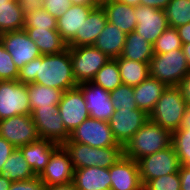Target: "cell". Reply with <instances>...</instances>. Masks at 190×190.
Masks as SVG:
<instances>
[{"label": "cell", "mask_w": 190, "mask_h": 190, "mask_svg": "<svg viewBox=\"0 0 190 190\" xmlns=\"http://www.w3.org/2000/svg\"><path fill=\"white\" fill-rule=\"evenodd\" d=\"M2 175L10 179L11 182L29 180L36 177L19 148H15L6 160L2 167Z\"/></svg>", "instance_id": "cell-31"}, {"label": "cell", "mask_w": 190, "mask_h": 190, "mask_svg": "<svg viewBox=\"0 0 190 190\" xmlns=\"http://www.w3.org/2000/svg\"><path fill=\"white\" fill-rule=\"evenodd\" d=\"M9 1H11V0H0V4L1 3H8Z\"/></svg>", "instance_id": "cell-55"}, {"label": "cell", "mask_w": 190, "mask_h": 190, "mask_svg": "<svg viewBox=\"0 0 190 190\" xmlns=\"http://www.w3.org/2000/svg\"><path fill=\"white\" fill-rule=\"evenodd\" d=\"M60 144L48 140L38 139L35 142L19 147L25 160L31 166L34 174L39 176L49 162L52 153Z\"/></svg>", "instance_id": "cell-21"}, {"label": "cell", "mask_w": 190, "mask_h": 190, "mask_svg": "<svg viewBox=\"0 0 190 190\" xmlns=\"http://www.w3.org/2000/svg\"><path fill=\"white\" fill-rule=\"evenodd\" d=\"M58 112L70 134L90 117L84 95L78 87L63 92L58 104Z\"/></svg>", "instance_id": "cell-14"}, {"label": "cell", "mask_w": 190, "mask_h": 190, "mask_svg": "<svg viewBox=\"0 0 190 190\" xmlns=\"http://www.w3.org/2000/svg\"><path fill=\"white\" fill-rule=\"evenodd\" d=\"M148 120L149 115L141 109H117L109 126L117 143L124 147Z\"/></svg>", "instance_id": "cell-10"}, {"label": "cell", "mask_w": 190, "mask_h": 190, "mask_svg": "<svg viewBox=\"0 0 190 190\" xmlns=\"http://www.w3.org/2000/svg\"><path fill=\"white\" fill-rule=\"evenodd\" d=\"M182 49H183L187 64L190 68V43L183 44Z\"/></svg>", "instance_id": "cell-53"}, {"label": "cell", "mask_w": 190, "mask_h": 190, "mask_svg": "<svg viewBox=\"0 0 190 190\" xmlns=\"http://www.w3.org/2000/svg\"><path fill=\"white\" fill-rule=\"evenodd\" d=\"M143 190H181L180 174L176 172L149 180Z\"/></svg>", "instance_id": "cell-37"}, {"label": "cell", "mask_w": 190, "mask_h": 190, "mask_svg": "<svg viewBox=\"0 0 190 190\" xmlns=\"http://www.w3.org/2000/svg\"><path fill=\"white\" fill-rule=\"evenodd\" d=\"M119 66L122 83L137 86L150 76L149 63L133 61L119 56L115 59Z\"/></svg>", "instance_id": "cell-30"}, {"label": "cell", "mask_w": 190, "mask_h": 190, "mask_svg": "<svg viewBox=\"0 0 190 190\" xmlns=\"http://www.w3.org/2000/svg\"><path fill=\"white\" fill-rule=\"evenodd\" d=\"M11 183L6 176L0 175V190H9Z\"/></svg>", "instance_id": "cell-52"}, {"label": "cell", "mask_w": 190, "mask_h": 190, "mask_svg": "<svg viewBox=\"0 0 190 190\" xmlns=\"http://www.w3.org/2000/svg\"><path fill=\"white\" fill-rule=\"evenodd\" d=\"M15 150V147L9 143L5 138L0 136V175H2V167L6 160Z\"/></svg>", "instance_id": "cell-42"}, {"label": "cell", "mask_w": 190, "mask_h": 190, "mask_svg": "<svg viewBox=\"0 0 190 190\" xmlns=\"http://www.w3.org/2000/svg\"><path fill=\"white\" fill-rule=\"evenodd\" d=\"M24 28L57 29V19L44 8L26 10Z\"/></svg>", "instance_id": "cell-34"}, {"label": "cell", "mask_w": 190, "mask_h": 190, "mask_svg": "<svg viewBox=\"0 0 190 190\" xmlns=\"http://www.w3.org/2000/svg\"><path fill=\"white\" fill-rule=\"evenodd\" d=\"M31 112L35 108H58L63 94L62 90L49 88L41 84H27Z\"/></svg>", "instance_id": "cell-28"}, {"label": "cell", "mask_w": 190, "mask_h": 190, "mask_svg": "<svg viewBox=\"0 0 190 190\" xmlns=\"http://www.w3.org/2000/svg\"><path fill=\"white\" fill-rule=\"evenodd\" d=\"M180 165L190 169V154H177Z\"/></svg>", "instance_id": "cell-51"}, {"label": "cell", "mask_w": 190, "mask_h": 190, "mask_svg": "<svg viewBox=\"0 0 190 190\" xmlns=\"http://www.w3.org/2000/svg\"><path fill=\"white\" fill-rule=\"evenodd\" d=\"M150 77L168 86H179L190 68L183 49H175L164 54H154L149 63Z\"/></svg>", "instance_id": "cell-5"}, {"label": "cell", "mask_w": 190, "mask_h": 190, "mask_svg": "<svg viewBox=\"0 0 190 190\" xmlns=\"http://www.w3.org/2000/svg\"><path fill=\"white\" fill-rule=\"evenodd\" d=\"M172 145L176 154H190V130H176L172 133Z\"/></svg>", "instance_id": "cell-39"}, {"label": "cell", "mask_w": 190, "mask_h": 190, "mask_svg": "<svg viewBox=\"0 0 190 190\" xmlns=\"http://www.w3.org/2000/svg\"><path fill=\"white\" fill-rule=\"evenodd\" d=\"M72 69L77 84L91 82L110 60L94 45L70 47Z\"/></svg>", "instance_id": "cell-6"}, {"label": "cell", "mask_w": 190, "mask_h": 190, "mask_svg": "<svg viewBox=\"0 0 190 190\" xmlns=\"http://www.w3.org/2000/svg\"><path fill=\"white\" fill-rule=\"evenodd\" d=\"M19 70L13 58L0 42V81L17 80Z\"/></svg>", "instance_id": "cell-38"}, {"label": "cell", "mask_w": 190, "mask_h": 190, "mask_svg": "<svg viewBox=\"0 0 190 190\" xmlns=\"http://www.w3.org/2000/svg\"><path fill=\"white\" fill-rule=\"evenodd\" d=\"M186 106L180 87L168 86L149 114V119L173 133L180 128Z\"/></svg>", "instance_id": "cell-3"}, {"label": "cell", "mask_w": 190, "mask_h": 190, "mask_svg": "<svg viewBox=\"0 0 190 190\" xmlns=\"http://www.w3.org/2000/svg\"><path fill=\"white\" fill-rule=\"evenodd\" d=\"M182 44L190 43V22L176 28Z\"/></svg>", "instance_id": "cell-46"}, {"label": "cell", "mask_w": 190, "mask_h": 190, "mask_svg": "<svg viewBox=\"0 0 190 190\" xmlns=\"http://www.w3.org/2000/svg\"><path fill=\"white\" fill-rule=\"evenodd\" d=\"M26 10L42 8V0H18Z\"/></svg>", "instance_id": "cell-47"}, {"label": "cell", "mask_w": 190, "mask_h": 190, "mask_svg": "<svg viewBox=\"0 0 190 190\" xmlns=\"http://www.w3.org/2000/svg\"><path fill=\"white\" fill-rule=\"evenodd\" d=\"M172 145V133L150 119L123 147L124 156L135 161Z\"/></svg>", "instance_id": "cell-2"}, {"label": "cell", "mask_w": 190, "mask_h": 190, "mask_svg": "<svg viewBox=\"0 0 190 190\" xmlns=\"http://www.w3.org/2000/svg\"><path fill=\"white\" fill-rule=\"evenodd\" d=\"M134 15L137 20L135 32L151 44L169 27L165 10L138 5Z\"/></svg>", "instance_id": "cell-16"}, {"label": "cell", "mask_w": 190, "mask_h": 190, "mask_svg": "<svg viewBox=\"0 0 190 190\" xmlns=\"http://www.w3.org/2000/svg\"><path fill=\"white\" fill-rule=\"evenodd\" d=\"M96 6L73 5L59 18H57V31L68 44L81 29L91 10Z\"/></svg>", "instance_id": "cell-22"}, {"label": "cell", "mask_w": 190, "mask_h": 190, "mask_svg": "<svg viewBox=\"0 0 190 190\" xmlns=\"http://www.w3.org/2000/svg\"><path fill=\"white\" fill-rule=\"evenodd\" d=\"M41 139H48L60 145L70 139L58 108H35L31 113Z\"/></svg>", "instance_id": "cell-12"}, {"label": "cell", "mask_w": 190, "mask_h": 190, "mask_svg": "<svg viewBox=\"0 0 190 190\" xmlns=\"http://www.w3.org/2000/svg\"><path fill=\"white\" fill-rule=\"evenodd\" d=\"M70 6V0H42V8L56 19L61 17Z\"/></svg>", "instance_id": "cell-40"}, {"label": "cell", "mask_w": 190, "mask_h": 190, "mask_svg": "<svg viewBox=\"0 0 190 190\" xmlns=\"http://www.w3.org/2000/svg\"><path fill=\"white\" fill-rule=\"evenodd\" d=\"M99 4H101L102 2L106 1V0H96Z\"/></svg>", "instance_id": "cell-56"}, {"label": "cell", "mask_w": 190, "mask_h": 190, "mask_svg": "<svg viewBox=\"0 0 190 190\" xmlns=\"http://www.w3.org/2000/svg\"><path fill=\"white\" fill-rule=\"evenodd\" d=\"M143 186L152 179L179 172L180 162L173 145L137 160Z\"/></svg>", "instance_id": "cell-7"}, {"label": "cell", "mask_w": 190, "mask_h": 190, "mask_svg": "<svg viewBox=\"0 0 190 190\" xmlns=\"http://www.w3.org/2000/svg\"><path fill=\"white\" fill-rule=\"evenodd\" d=\"M31 113L27 84L18 80L0 81V120Z\"/></svg>", "instance_id": "cell-8"}, {"label": "cell", "mask_w": 190, "mask_h": 190, "mask_svg": "<svg viewBox=\"0 0 190 190\" xmlns=\"http://www.w3.org/2000/svg\"><path fill=\"white\" fill-rule=\"evenodd\" d=\"M166 88L167 86L163 82L150 76L139 85L134 86L133 92L137 108L149 115Z\"/></svg>", "instance_id": "cell-25"}, {"label": "cell", "mask_w": 190, "mask_h": 190, "mask_svg": "<svg viewBox=\"0 0 190 190\" xmlns=\"http://www.w3.org/2000/svg\"><path fill=\"white\" fill-rule=\"evenodd\" d=\"M178 130H190V105L186 106V110Z\"/></svg>", "instance_id": "cell-48"}, {"label": "cell", "mask_w": 190, "mask_h": 190, "mask_svg": "<svg viewBox=\"0 0 190 190\" xmlns=\"http://www.w3.org/2000/svg\"><path fill=\"white\" fill-rule=\"evenodd\" d=\"M153 55V44L146 41L144 37L135 31L127 34L121 57L133 61L150 63Z\"/></svg>", "instance_id": "cell-29"}, {"label": "cell", "mask_w": 190, "mask_h": 190, "mask_svg": "<svg viewBox=\"0 0 190 190\" xmlns=\"http://www.w3.org/2000/svg\"><path fill=\"white\" fill-rule=\"evenodd\" d=\"M120 3L127 4L129 6L135 7L140 5V0H117Z\"/></svg>", "instance_id": "cell-54"}, {"label": "cell", "mask_w": 190, "mask_h": 190, "mask_svg": "<svg viewBox=\"0 0 190 190\" xmlns=\"http://www.w3.org/2000/svg\"><path fill=\"white\" fill-rule=\"evenodd\" d=\"M91 82L109 92L123 84L117 61L115 59H110L97 72L95 78Z\"/></svg>", "instance_id": "cell-32"}, {"label": "cell", "mask_w": 190, "mask_h": 190, "mask_svg": "<svg viewBox=\"0 0 190 190\" xmlns=\"http://www.w3.org/2000/svg\"><path fill=\"white\" fill-rule=\"evenodd\" d=\"M74 168L68 152L60 145L38 176L45 186L65 185L73 182Z\"/></svg>", "instance_id": "cell-15"}, {"label": "cell", "mask_w": 190, "mask_h": 190, "mask_svg": "<svg viewBox=\"0 0 190 190\" xmlns=\"http://www.w3.org/2000/svg\"><path fill=\"white\" fill-rule=\"evenodd\" d=\"M126 36L127 34L124 31L107 22L94 46L109 59H116L123 52Z\"/></svg>", "instance_id": "cell-24"}, {"label": "cell", "mask_w": 190, "mask_h": 190, "mask_svg": "<svg viewBox=\"0 0 190 190\" xmlns=\"http://www.w3.org/2000/svg\"><path fill=\"white\" fill-rule=\"evenodd\" d=\"M182 41L176 28L168 27L153 44L154 54H164L175 49H182Z\"/></svg>", "instance_id": "cell-35"}, {"label": "cell", "mask_w": 190, "mask_h": 190, "mask_svg": "<svg viewBox=\"0 0 190 190\" xmlns=\"http://www.w3.org/2000/svg\"><path fill=\"white\" fill-rule=\"evenodd\" d=\"M72 183L76 190H110L109 168L91 166L74 169Z\"/></svg>", "instance_id": "cell-20"}, {"label": "cell", "mask_w": 190, "mask_h": 190, "mask_svg": "<svg viewBox=\"0 0 190 190\" xmlns=\"http://www.w3.org/2000/svg\"><path fill=\"white\" fill-rule=\"evenodd\" d=\"M9 190H45V185L36 176L29 180L12 182Z\"/></svg>", "instance_id": "cell-41"}, {"label": "cell", "mask_w": 190, "mask_h": 190, "mask_svg": "<svg viewBox=\"0 0 190 190\" xmlns=\"http://www.w3.org/2000/svg\"><path fill=\"white\" fill-rule=\"evenodd\" d=\"M24 26L25 9L18 0L0 4V35L23 30Z\"/></svg>", "instance_id": "cell-27"}, {"label": "cell", "mask_w": 190, "mask_h": 190, "mask_svg": "<svg viewBox=\"0 0 190 190\" xmlns=\"http://www.w3.org/2000/svg\"><path fill=\"white\" fill-rule=\"evenodd\" d=\"M181 190H190V169L181 165L179 168Z\"/></svg>", "instance_id": "cell-43"}, {"label": "cell", "mask_w": 190, "mask_h": 190, "mask_svg": "<svg viewBox=\"0 0 190 190\" xmlns=\"http://www.w3.org/2000/svg\"><path fill=\"white\" fill-rule=\"evenodd\" d=\"M24 30L35 42L41 55L58 54L68 48L57 29L24 28Z\"/></svg>", "instance_id": "cell-26"}, {"label": "cell", "mask_w": 190, "mask_h": 190, "mask_svg": "<svg viewBox=\"0 0 190 190\" xmlns=\"http://www.w3.org/2000/svg\"><path fill=\"white\" fill-rule=\"evenodd\" d=\"M73 5H85V6H98L99 3L96 0H70Z\"/></svg>", "instance_id": "cell-50"}, {"label": "cell", "mask_w": 190, "mask_h": 190, "mask_svg": "<svg viewBox=\"0 0 190 190\" xmlns=\"http://www.w3.org/2000/svg\"><path fill=\"white\" fill-rule=\"evenodd\" d=\"M20 83H37L65 92L78 86L70 56V47L58 54L41 55L19 70Z\"/></svg>", "instance_id": "cell-1"}, {"label": "cell", "mask_w": 190, "mask_h": 190, "mask_svg": "<svg viewBox=\"0 0 190 190\" xmlns=\"http://www.w3.org/2000/svg\"><path fill=\"white\" fill-rule=\"evenodd\" d=\"M104 8L107 21L126 34L135 31L137 20L135 17V7L120 3L117 0H106L101 3Z\"/></svg>", "instance_id": "cell-23"}, {"label": "cell", "mask_w": 190, "mask_h": 190, "mask_svg": "<svg viewBox=\"0 0 190 190\" xmlns=\"http://www.w3.org/2000/svg\"><path fill=\"white\" fill-rule=\"evenodd\" d=\"M77 87L84 95L90 117L109 122L115 111L110 92L92 82L80 83Z\"/></svg>", "instance_id": "cell-17"}, {"label": "cell", "mask_w": 190, "mask_h": 190, "mask_svg": "<svg viewBox=\"0 0 190 190\" xmlns=\"http://www.w3.org/2000/svg\"><path fill=\"white\" fill-rule=\"evenodd\" d=\"M107 15L101 4L94 7L78 29L75 37L67 44L68 47L94 45L99 34L107 23Z\"/></svg>", "instance_id": "cell-19"}, {"label": "cell", "mask_w": 190, "mask_h": 190, "mask_svg": "<svg viewBox=\"0 0 190 190\" xmlns=\"http://www.w3.org/2000/svg\"><path fill=\"white\" fill-rule=\"evenodd\" d=\"M171 0H140V5L164 10Z\"/></svg>", "instance_id": "cell-45"}, {"label": "cell", "mask_w": 190, "mask_h": 190, "mask_svg": "<svg viewBox=\"0 0 190 190\" xmlns=\"http://www.w3.org/2000/svg\"><path fill=\"white\" fill-rule=\"evenodd\" d=\"M164 10L171 28L190 22V0H171Z\"/></svg>", "instance_id": "cell-33"}, {"label": "cell", "mask_w": 190, "mask_h": 190, "mask_svg": "<svg viewBox=\"0 0 190 190\" xmlns=\"http://www.w3.org/2000/svg\"><path fill=\"white\" fill-rule=\"evenodd\" d=\"M0 136L5 138L15 148L40 139L31 115H16L0 120Z\"/></svg>", "instance_id": "cell-11"}, {"label": "cell", "mask_w": 190, "mask_h": 190, "mask_svg": "<svg viewBox=\"0 0 190 190\" xmlns=\"http://www.w3.org/2000/svg\"><path fill=\"white\" fill-rule=\"evenodd\" d=\"M110 98L114 110L117 109H137L133 87L121 84L110 92Z\"/></svg>", "instance_id": "cell-36"}, {"label": "cell", "mask_w": 190, "mask_h": 190, "mask_svg": "<svg viewBox=\"0 0 190 190\" xmlns=\"http://www.w3.org/2000/svg\"><path fill=\"white\" fill-rule=\"evenodd\" d=\"M110 190H143L137 161L124 155L109 167Z\"/></svg>", "instance_id": "cell-18"}, {"label": "cell", "mask_w": 190, "mask_h": 190, "mask_svg": "<svg viewBox=\"0 0 190 190\" xmlns=\"http://www.w3.org/2000/svg\"><path fill=\"white\" fill-rule=\"evenodd\" d=\"M183 98L185 99L187 105H190V71L188 74L183 78L179 85Z\"/></svg>", "instance_id": "cell-44"}, {"label": "cell", "mask_w": 190, "mask_h": 190, "mask_svg": "<svg viewBox=\"0 0 190 190\" xmlns=\"http://www.w3.org/2000/svg\"><path fill=\"white\" fill-rule=\"evenodd\" d=\"M0 42L13 58L18 70L31 60L41 56L35 42L28 37L24 29L1 34Z\"/></svg>", "instance_id": "cell-13"}, {"label": "cell", "mask_w": 190, "mask_h": 190, "mask_svg": "<svg viewBox=\"0 0 190 190\" xmlns=\"http://www.w3.org/2000/svg\"><path fill=\"white\" fill-rule=\"evenodd\" d=\"M71 142L87 144L90 147H123L115 140L109 122L87 118L71 134Z\"/></svg>", "instance_id": "cell-9"}, {"label": "cell", "mask_w": 190, "mask_h": 190, "mask_svg": "<svg viewBox=\"0 0 190 190\" xmlns=\"http://www.w3.org/2000/svg\"><path fill=\"white\" fill-rule=\"evenodd\" d=\"M62 146L68 152L74 169L91 166L109 168L124 155L123 147L96 148L70 140Z\"/></svg>", "instance_id": "cell-4"}, {"label": "cell", "mask_w": 190, "mask_h": 190, "mask_svg": "<svg viewBox=\"0 0 190 190\" xmlns=\"http://www.w3.org/2000/svg\"><path fill=\"white\" fill-rule=\"evenodd\" d=\"M45 190H76L73 183L65 184V185H52L45 186Z\"/></svg>", "instance_id": "cell-49"}]
</instances>
